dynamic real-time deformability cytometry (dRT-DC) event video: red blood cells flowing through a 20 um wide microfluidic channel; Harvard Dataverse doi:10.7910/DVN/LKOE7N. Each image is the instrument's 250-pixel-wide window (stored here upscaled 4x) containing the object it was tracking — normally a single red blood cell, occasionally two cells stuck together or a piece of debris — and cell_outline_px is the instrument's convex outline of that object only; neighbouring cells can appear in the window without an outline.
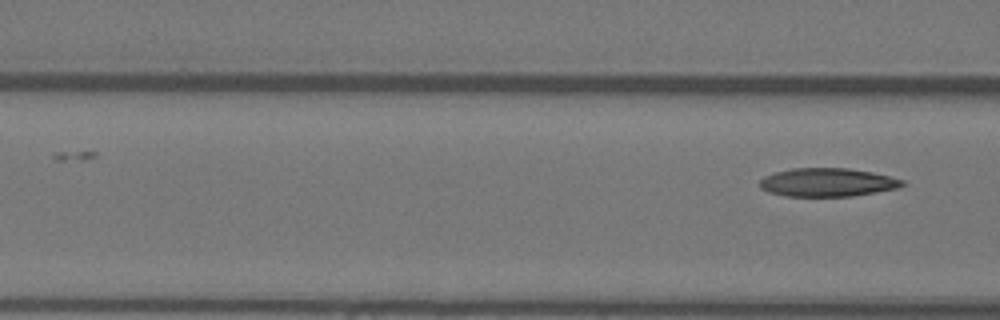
{"species": "Egyptian fruit bat (a non-hibernating species)", "species_latin": "Rousettus aegyptiacus", "temperature_condition": "warm", "stored_images_in_passage": 6, "camera_frame_rate_fps": 3000, "um_per_image_px": 0.085, "animal": {"sex": "female"}, "frame": {"image": 1, "passage_image": 6, "time_ms": 1.667, "image_size_px": [1000, 320], "cell_outline_px": [[908, 184], [896, 188], [876, 192], [852, 196], [784, 196], [768, 192], [760, 188], [760, 180], [764, 176], [776, 172], [792, 168], [848, 168], [872, 172], [904, 180]], "centroid_in_image_um": [70.33, 15.5], "position_along_channel_um": 96.3, "area_um2": 23.64}}